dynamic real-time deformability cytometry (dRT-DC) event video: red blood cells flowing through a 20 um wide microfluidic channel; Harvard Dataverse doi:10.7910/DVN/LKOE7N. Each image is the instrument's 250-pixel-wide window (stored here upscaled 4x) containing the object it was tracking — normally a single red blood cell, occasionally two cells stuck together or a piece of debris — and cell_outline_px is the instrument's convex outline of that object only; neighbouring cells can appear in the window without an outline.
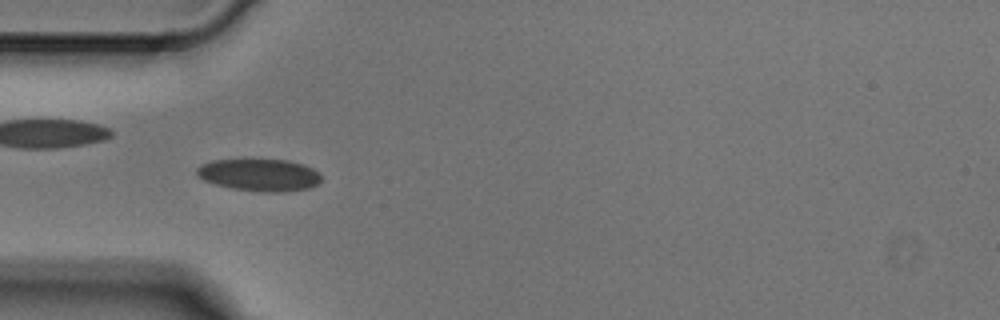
{"species": "Egyptian fruit bat (a non-hibernating species)", "species_latin": "Rousettus aegyptiacus", "temperature_condition": "cold", "stored_images_in_passage": 6, "camera_frame_rate_fps": 3000, "um_per_image_px": 0.085, "animal": {"sex": "male"}, "frame": {"image": 1, "passage_image": 5, "time_ms": 1.333, "image_size_px": [1000, 320], "cell_outline_px": [[320, 180], [316, 184], [308, 188], [284, 192], [264, 192], [232, 188], [216, 184], [204, 180], [196, 176], [196, 168], [200, 164], [212, 160], [288, 160], [304, 164], [320, 172]], "centroid_in_image_um": [22.03, 14.86], "position_along_channel_um": 63.0, "area_um2": 23.35}}
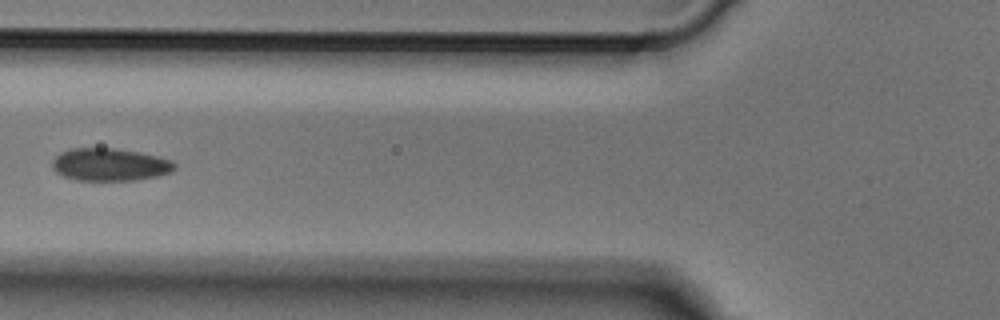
{"frame": {"image": 2, "passage_image": 6, "time_ms": 1.667, "image_size_px": [1000, 320], "cell_outline_px": [[176, 168], [168, 172], [156, 176], [136, 180], [76, 180], [64, 176], [56, 172], [52, 168], [52, 160], [60, 152], [72, 148], [112, 148], [140, 152], [160, 156], [172, 160], [176, 164]], "centroid_in_image_um": [9.33, 13.98], "position_along_channel_um": 116.5, "area_um2": 23.29}}